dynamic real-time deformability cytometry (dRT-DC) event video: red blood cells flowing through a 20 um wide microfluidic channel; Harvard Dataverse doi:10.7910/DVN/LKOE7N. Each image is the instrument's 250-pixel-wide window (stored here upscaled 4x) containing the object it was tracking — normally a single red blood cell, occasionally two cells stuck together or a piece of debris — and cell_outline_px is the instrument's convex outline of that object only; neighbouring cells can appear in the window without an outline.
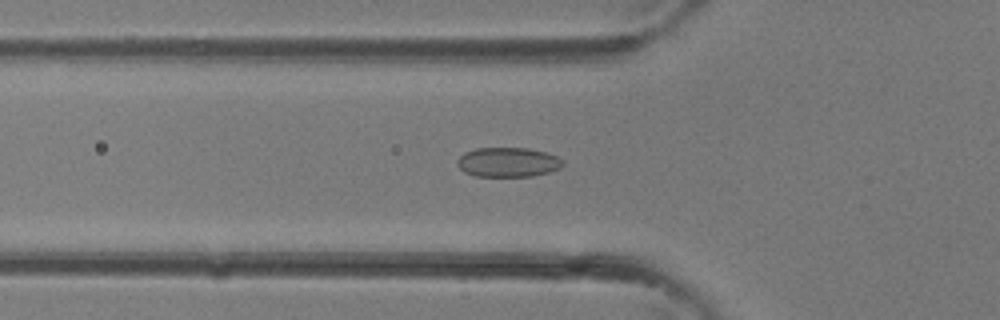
{"species": "common noctule bat (a hibernating species)", "species_latin": "Nyctalus noctula", "temperature_condition": "room temperature", "stored_images_in_passage": 35, "camera_frame_rate_fps": 3000, "um_per_image_px": 0.085, "animal": {"sex": "female"}, "frame": {"image": 1, "passage_image": 11, "time_ms": 3.333, "image_size_px": [1000, 320], "cell_outline_px": [[564, 164], [560, 168], [552, 172], [532, 176], [476, 176], [464, 172], [456, 164], [456, 160], [464, 152], [476, 148], [528, 148], [544, 152], [556, 156], [564, 160]], "centroid_in_image_um": [43.18, 13.79], "position_along_channel_um": 82.6, "area_um2": 18.32}}
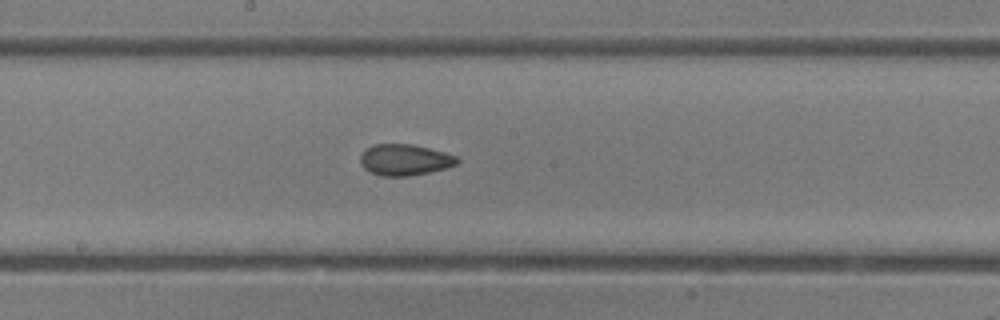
{"frame": {"image": 2, "passage_image": 18, "time_ms": 5.667, "image_size_px": [1000, 320], "cell_outline_px": [[460, 160], [456, 164], [444, 168], [428, 172], [408, 176], [380, 176], [364, 168], [360, 164], [360, 156], [364, 148], [372, 144], [412, 144], [444, 152], [456, 156]], "centroid_in_image_um": [34.35, 13.57], "position_along_channel_um": 213.9, "area_um2": 17.57}}
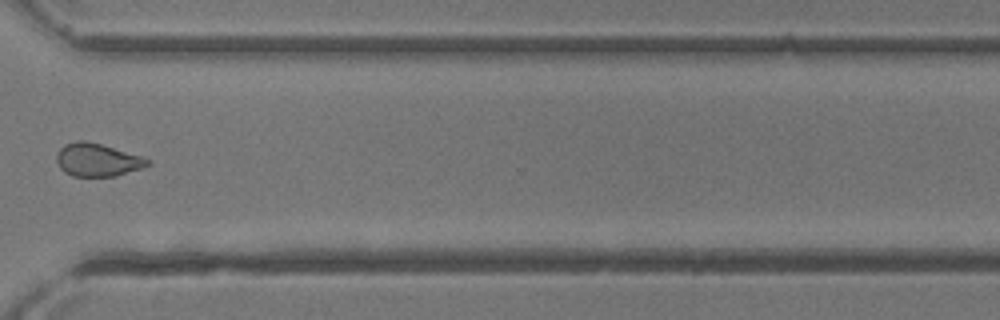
{"frame": {"image": 3, "passage_image": 26, "time_ms": 8.333, "image_size_px": [1000, 320], "cell_outline_px": [[152, 164], [116, 176], [72, 176], [64, 172], [60, 168], [56, 160], [56, 156], [60, 148], [64, 144], [76, 140], [84, 140], [100, 144], [144, 156], [152, 160]], "centroid_in_image_um": [8.29, 13.58], "position_along_channel_um": 362.3, "area_um2": 17.63}}